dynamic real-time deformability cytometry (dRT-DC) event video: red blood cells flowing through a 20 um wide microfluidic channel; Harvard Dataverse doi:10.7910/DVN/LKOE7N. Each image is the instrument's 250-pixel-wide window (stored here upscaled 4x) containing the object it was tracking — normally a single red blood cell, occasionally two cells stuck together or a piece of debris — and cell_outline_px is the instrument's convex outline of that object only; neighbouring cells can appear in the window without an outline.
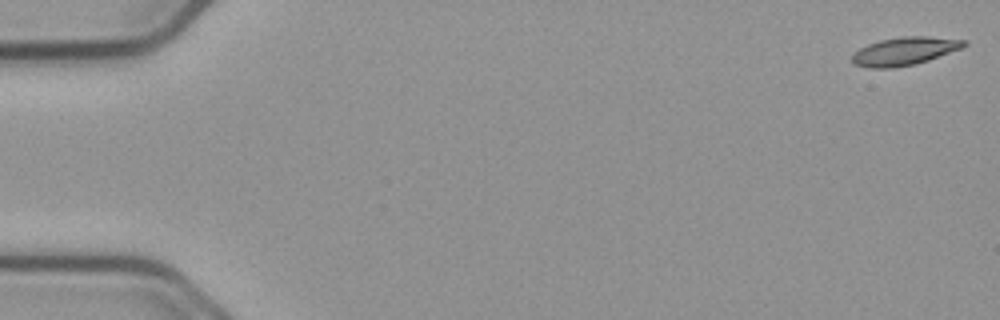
{"species": "common noctule bat (a hibernating species)", "species_latin": "Nyctalus noctula", "temperature_condition": "cold", "stored_images_in_passage": 50, "camera_frame_rate_fps": 3000, "um_per_image_px": 0.085, "animal": {"sex": "male", "body_mass_g": 23.1, "forearm_length_mm": 52.7}, "frame": {"image": 1, "passage_image": 1, "time_ms": 0.0, "image_size_px": [1000, 320], "cell_outline_px": [[968, 44], [960, 48], [928, 60], [916, 64], [892, 68], [872, 68], [856, 64], [852, 60], [852, 56], [860, 48], [868, 44], [880, 40], [904, 36], [928, 36], [968, 40]], "centroid_in_image_um": [76.91, 4.34], "position_along_channel_um": 8.1, "area_um2": 18.09}}
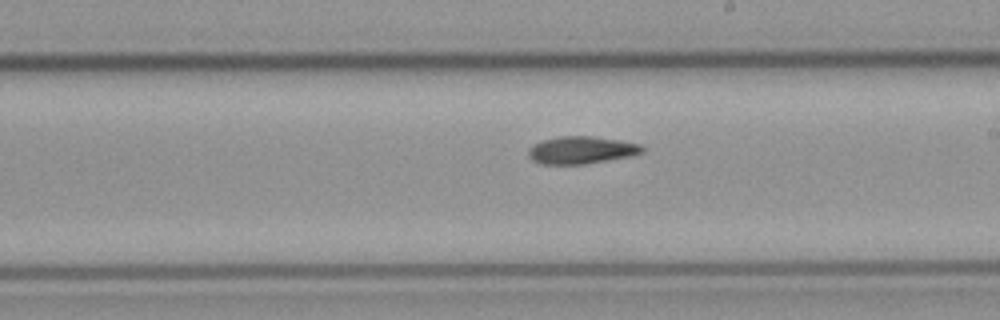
{"frame": {"image": 2, "passage_image": 32, "time_ms": 10.333, "image_size_px": [1000, 320], "cell_outline_px": [[644, 152], [632, 156], [584, 164], [540, 164], [532, 160], [528, 156], [528, 148], [532, 144], [544, 140], [560, 136], [592, 136], [620, 140], [640, 144], [644, 148]], "centroid_in_image_um": [49.41, 12.76], "position_along_channel_um": 239.6, "area_um2": 18.32}}
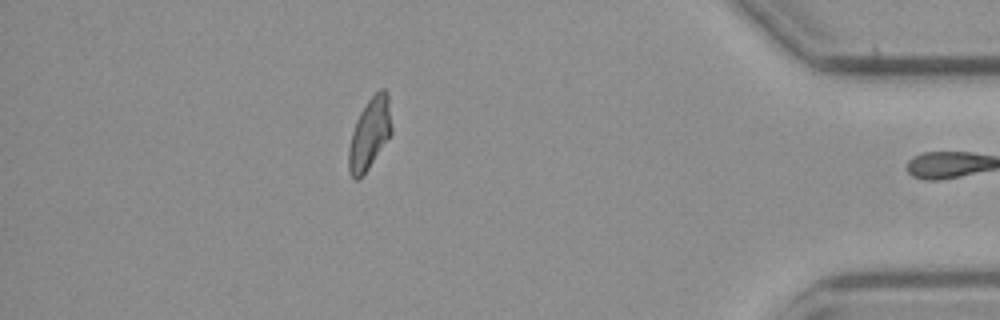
{"frame": {"image": 3, "passage_image": 49, "time_ms": 16.0, "image_size_px": [1000, 320], "cell_outline_px": [[392, 132], [368, 168], [356, 180], [352, 180], [348, 172], [348, 148], [352, 132], [356, 120], [360, 112], [368, 100], [380, 88], [384, 88], [388, 92], [392, 128]], "centroid_in_image_um": [31.4, 11.34], "position_along_channel_um": 403.8, "area_um2": 17.74}, "authors_computed_cell_mechanics": {"area_um2": 18.0625, "velocity_mm_per_s": 3.704, "shape_relaxation_time_tau1_ms": 6.2057, "shape_relaxation_time_tau2_ms": null, "deformation_change_tau1": 0.1638, "deformation_change_tau2": null}}